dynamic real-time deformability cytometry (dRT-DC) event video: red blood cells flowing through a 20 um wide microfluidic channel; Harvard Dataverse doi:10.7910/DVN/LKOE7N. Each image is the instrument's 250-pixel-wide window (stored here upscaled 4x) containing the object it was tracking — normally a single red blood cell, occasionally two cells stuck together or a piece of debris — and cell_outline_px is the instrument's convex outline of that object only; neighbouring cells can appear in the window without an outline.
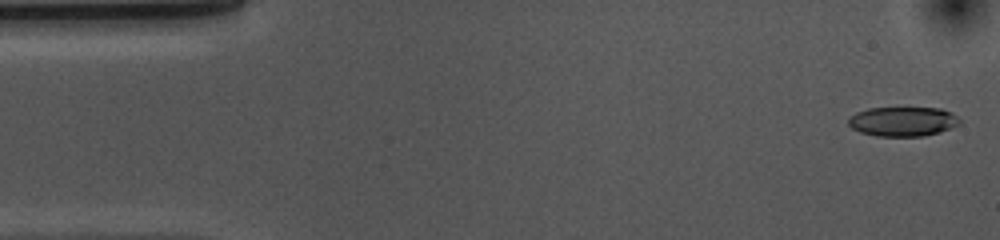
{"species": "common noctule bat (a hibernating species)", "species_latin": "Nyctalus noctula", "temperature_condition": "cold", "stored_images_in_passage": 53, "camera_frame_rate_fps": 3000, "um_per_image_px": 0.085, "animal": {"sex": "female", "body_mass_g": 10.0, "forearm_length_mm": 53.1}, "frame": {"image": 1, "passage_image": 1, "time_ms": 0.0, "image_size_px": [1000, 240], "cell_outline_px": [[960, 124], [940, 132], [924, 136], [876, 136], [860, 132], [852, 128], [848, 124], [848, 116], [856, 112], [868, 108], [940, 108], [952, 112], [960, 120]], "centroid_in_image_um": [76.72, 10.32], "position_along_channel_um": 8.3, "area_um2": 19.25}}
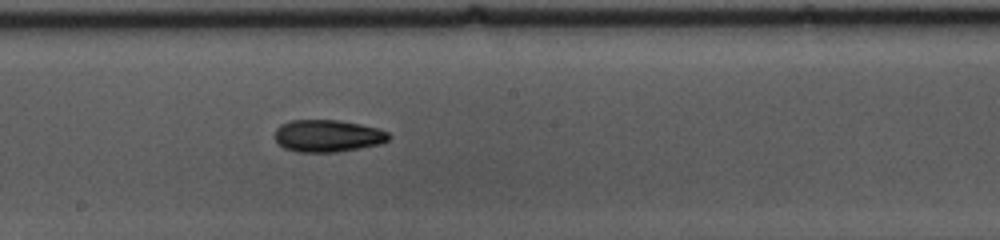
{"frame": {"image": 2, "passage_image": 27, "time_ms": 8.667, "image_size_px": [1000, 240], "cell_outline_px": [[392, 136], [388, 140], [380, 144], [360, 148], [336, 152], [296, 152], [284, 148], [276, 140], [276, 128], [280, 124], [288, 120], [340, 120], [360, 124], [376, 128], [388, 132]], "centroid_in_image_um": [27.85, 11.54], "position_along_channel_um": 220.3, "area_um2": 21.44}}
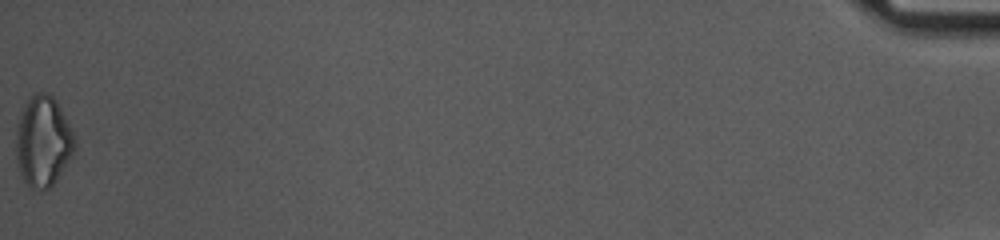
{"frame": {"image": 3, "passage_image": 53, "time_ms": 17.333, "image_size_px": [1000, 240], "cell_outline_px": [[76, 148], [72, 156], [56, 180], [48, 188], [32, 188], [24, 180], [20, 172], [16, 156], [16, 128], [20, 116], [28, 100], [36, 92], [48, 92], [56, 100], [76, 136]], "centroid_in_image_um": [3.69, 11.99], "position_along_channel_um": 431.5, "area_um2": 30.75}, "authors_computed_cell_mechanics": {"area_um2": 20.9236, "velocity_mm_per_s": 3.6706, "shape_relaxation_time_tau1_ms": 8.1577, "shape_relaxation_time_tau2_ms": 7.7159, "deformation_change_tau1": 0.1733, "deformation_change_tau2": 0.1727}}